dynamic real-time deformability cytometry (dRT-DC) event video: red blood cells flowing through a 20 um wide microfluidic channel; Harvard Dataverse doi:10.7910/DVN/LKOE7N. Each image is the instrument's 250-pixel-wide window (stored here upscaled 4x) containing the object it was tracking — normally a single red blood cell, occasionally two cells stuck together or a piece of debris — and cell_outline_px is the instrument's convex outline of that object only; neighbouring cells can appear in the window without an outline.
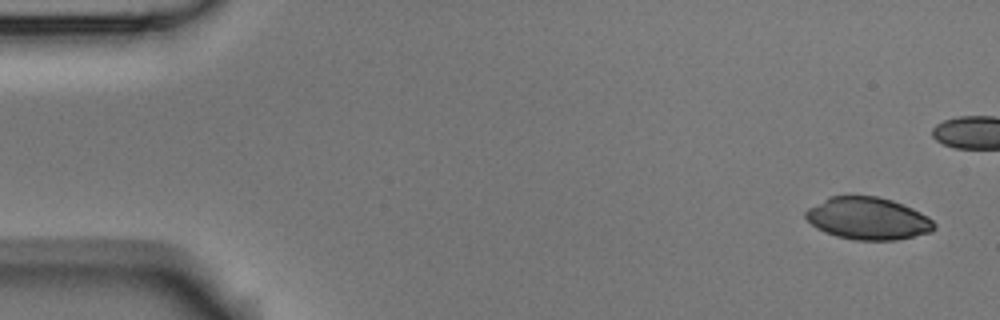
{"species": "Egyptian fruit bat (a non-hibernating species)", "species_latin": "Rousettus aegyptiacus", "temperature_condition": "room temperature", "stored_images_in_passage": 4, "camera_frame_rate_fps": 3000, "um_per_image_px": 0.085, "animal": {"sex": "male"}, "frame": {"image": 1, "passage_image": 1, "time_ms": 0.0, "image_size_px": [1000, 320], "cell_outline_px": [[936, 228], [932, 232], [896, 240], [852, 240], [836, 236], [824, 232], [816, 228], [804, 216], [804, 212], [808, 208], [828, 196], [876, 196], [892, 200], [912, 208], [928, 216], [936, 224]], "centroid_in_image_um": [73.77, 18.58], "position_along_channel_um": 11.2, "area_um2": 31.85}}